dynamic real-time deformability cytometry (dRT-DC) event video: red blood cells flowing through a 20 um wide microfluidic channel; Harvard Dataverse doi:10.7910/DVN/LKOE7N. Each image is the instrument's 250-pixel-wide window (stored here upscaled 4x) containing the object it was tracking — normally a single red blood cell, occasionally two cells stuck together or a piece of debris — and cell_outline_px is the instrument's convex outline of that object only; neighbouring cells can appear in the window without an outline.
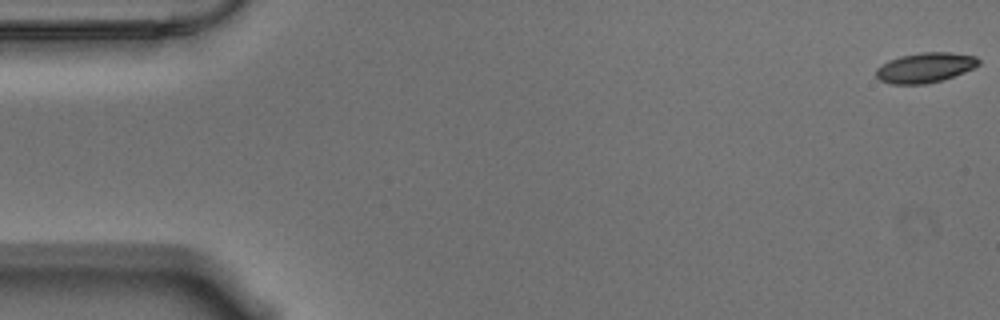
{"species": "Egyptian fruit bat (a non-hibernating species)", "species_latin": "Rousettus aegyptiacus", "temperature_condition": "warm", "stored_images_in_passage": 57, "camera_frame_rate_fps": 3000, "um_per_image_px": 0.085, "animal": {"sex": "male"}, "frame": {"image": 1, "passage_image": 1, "time_ms": 0.0, "image_size_px": [1000, 320], "cell_outline_px": [[980, 64], [964, 72], [940, 80], [924, 84], [892, 84], [880, 80], [876, 76], [876, 68], [888, 60], [900, 56], [924, 52], [948, 52], [976, 56], [980, 60]], "centroid_in_image_um": [78.62, 5.74], "position_along_channel_um": 6.4, "area_um2": 17.74}}
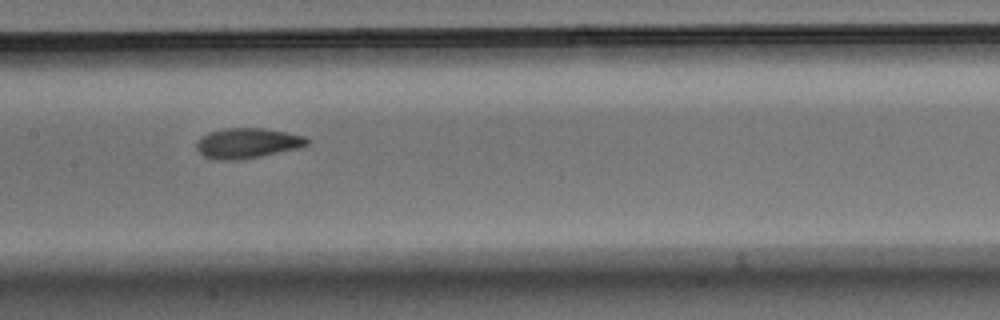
{"frame": {"image": 2, "passage_image": 28, "time_ms": 9.0, "image_size_px": [1000, 320], "cell_outline_px": [[312, 140], [308, 144], [300, 148], [260, 156], [236, 160], [220, 160], [204, 156], [196, 148], [196, 144], [208, 132], [224, 128], [264, 128], [304, 136]], "centroid_in_image_um": [21.06, 12.16], "position_along_channel_um": 186.3, "area_um2": 19.31}}
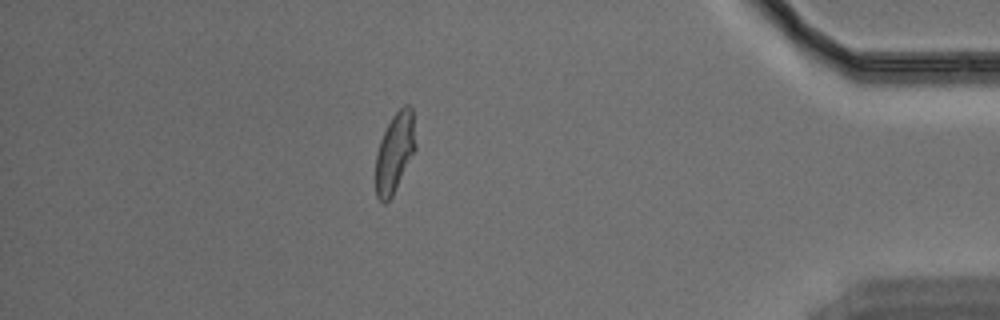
{"frame": {"image": 3, "passage_image": 50, "time_ms": 16.333, "image_size_px": [1000, 320], "cell_outline_px": [[416, 148], [392, 196], [384, 204], [376, 196], [376, 152], [380, 140], [392, 116], [404, 104], [408, 104], [412, 108], [416, 144]], "centroid_in_image_um": [33.55, 12.94], "position_along_channel_um": 401.6, "area_um2": 18.38}, "authors_computed_cell_mechanics": {"area_um2": 18.6694, "velocity_mm_per_s": 3.5309, "shape_relaxation_time_tau1_ms": null, "shape_relaxation_time_tau2_ms": 1.6036, "deformation_change_tau1": null, "deformation_change_tau2": 0.0731}}